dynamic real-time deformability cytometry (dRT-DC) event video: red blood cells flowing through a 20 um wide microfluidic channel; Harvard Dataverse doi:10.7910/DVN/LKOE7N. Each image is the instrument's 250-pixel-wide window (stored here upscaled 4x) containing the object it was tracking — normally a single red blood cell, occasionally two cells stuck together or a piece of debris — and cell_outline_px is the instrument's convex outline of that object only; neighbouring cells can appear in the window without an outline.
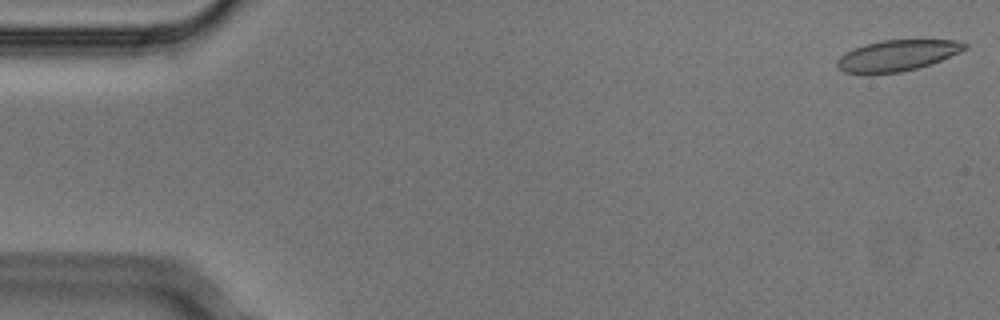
{"species": "Egyptian fruit bat (a non-hibernating species)", "species_latin": "Rousettus aegyptiacus", "temperature_condition": "cold", "stored_images_in_passage": 4, "camera_frame_rate_fps": 3000, "um_per_image_px": 0.085, "animal": {"sex": "male"}, "frame": {"image": 1, "passage_image": 1, "time_ms": 0.0, "image_size_px": [1000, 320], "cell_outline_px": [[968, 48], [960, 52], [932, 64], [900, 72], [868, 76], [844, 72], [836, 68], [836, 60], [840, 56], [864, 44], [884, 40], [956, 40], [968, 44]], "centroid_in_image_um": [76.23, 4.75], "position_along_channel_um": 8.8, "area_um2": 23.47}}